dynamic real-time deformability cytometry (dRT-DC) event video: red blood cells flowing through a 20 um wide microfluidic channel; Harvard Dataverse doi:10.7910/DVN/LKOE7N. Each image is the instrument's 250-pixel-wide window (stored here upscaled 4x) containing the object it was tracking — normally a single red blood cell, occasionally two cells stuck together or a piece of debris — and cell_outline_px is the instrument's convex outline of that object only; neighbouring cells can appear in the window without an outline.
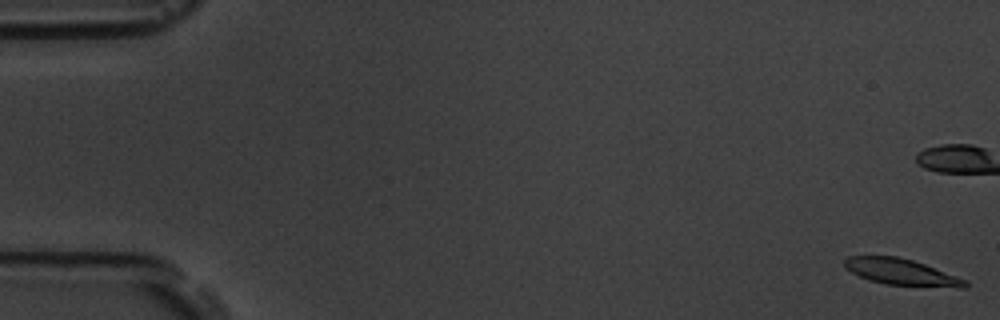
{"species": "common noctule bat (a hibernating species)", "species_latin": "Nyctalus noctula", "temperature_condition": "room temperature", "stored_images_in_passage": 55, "camera_frame_rate_fps": 3000, "um_per_image_px": 0.085, "animal": {"sex": "male", "body_mass_g": 19.5, "forearm_length_mm": 54.6}, "frame": {"image": 1, "passage_image": 1, "time_ms": 0.0, "image_size_px": [1000, 320], "cell_outline_px": [[968, 284], [964, 288], [960, 288], [884, 284], [868, 280], [852, 272], [844, 264], [844, 260], [848, 256], [896, 256], [912, 260], [924, 264], [968, 280]], "centroid_in_image_um": [76.65, 23.13], "position_along_channel_um": 8.4, "area_um2": 18.38}, "authors_computed_cell_mechanics": {"area_um2": 19.1896, "velocity_mm_per_s": 3.7463, "shape_relaxation_time_tau1_ms": 3.5108, "shape_relaxation_time_tau2_ms": 3.6265, "deformation_change_tau1": 0.1168, "deformation_change_tau2": 0.1036}}